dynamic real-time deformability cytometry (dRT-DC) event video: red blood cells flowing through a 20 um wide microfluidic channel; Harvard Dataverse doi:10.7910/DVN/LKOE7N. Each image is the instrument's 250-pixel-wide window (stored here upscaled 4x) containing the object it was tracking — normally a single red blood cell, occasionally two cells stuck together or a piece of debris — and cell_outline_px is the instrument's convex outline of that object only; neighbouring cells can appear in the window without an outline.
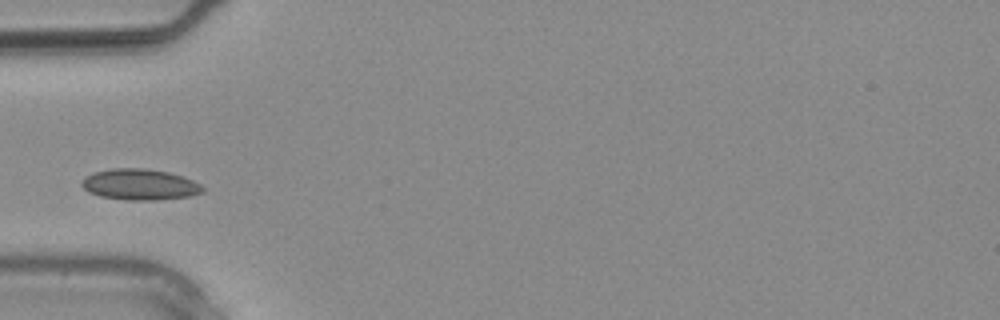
{"species": "common noctule bat (a hibernating species)", "species_latin": "Nyctalus noctula", "temperature_condition": "warm", "stored_images_in_passage": 2, "camera_frame_rate_fps": 3000, "um_per_image_px": 0.085, "animal": {"sex": "male", "body_mass_g": 20.4}, "frame": {"image": 1, "passage_image": 2, "time_ms": 0.333, "image_size_px": [1000, 320], "cell_outline_px": [[204, 192], [192, 196], [156, 200], [128, 200], [100, 196], [88, 192], [80, 184], [80, 180], [84, 176], [92, 172], [112, 168], [144, 168], [168, 172], [184, 176], [200, 184], [204, 188]], "centroid_in_image_um": [11.86, 15.68], "position_along_channel_um": 73.1, "area_um2": 22.14}}